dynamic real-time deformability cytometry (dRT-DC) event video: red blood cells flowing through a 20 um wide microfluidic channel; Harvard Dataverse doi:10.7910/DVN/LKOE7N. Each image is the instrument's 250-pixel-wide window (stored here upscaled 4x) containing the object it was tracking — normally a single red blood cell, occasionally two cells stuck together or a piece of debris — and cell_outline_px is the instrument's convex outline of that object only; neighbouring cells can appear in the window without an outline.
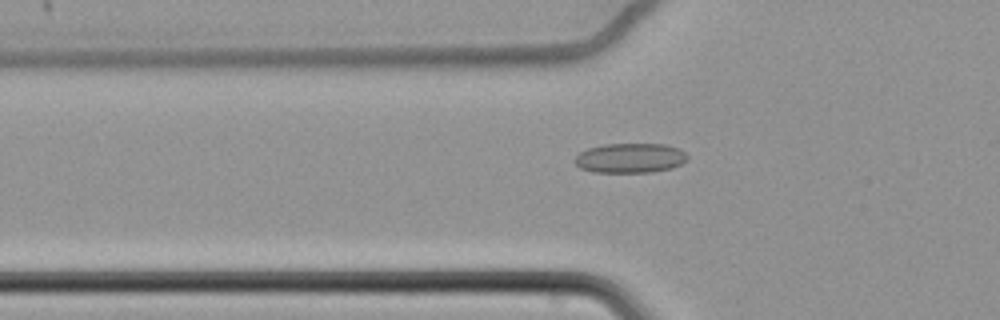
{"species": "common noctule bat (a hibernating species)", "species_latin": "Nyctalus noctula", "temperature_condition": "cold", "stored_images_in_passage": 47, "camera_frame_rate_fps": 3000, "um_per_image_px": 0.085, "animal": {"sex": "female", "body_mass_g": 22.7, "forearm_length_mm": 54.2}, "frame": {"image": 1, "passage_image": 7, "time_ms": 2.0, "image_size_px": [1000, 320], "cell_outline_px": [[688, 160], [672, 168], [652, 172], [592, 172], [580, 168], [576, 164], [576, 156], [580, 152], [588, 148], [604, 144], [664, 144], [680, 148], [688, 156]], "centroid_in_image_um": [53.59, 13.43], "position_along_channel_um": 72.2, "area_um2": 19.54}}
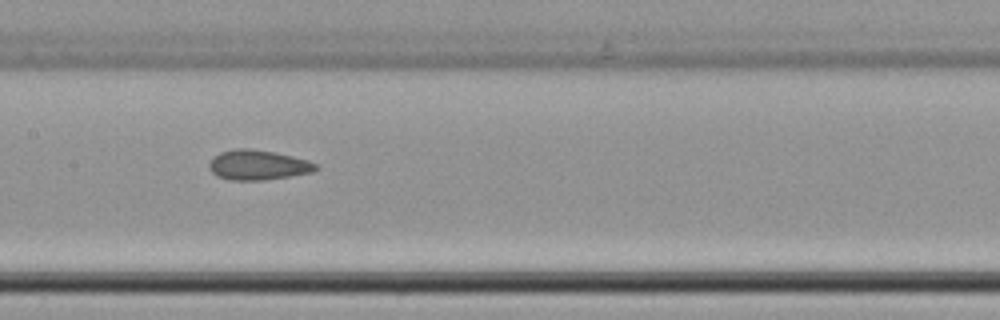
{"frame": {"image": 2, "passage_image": 17, "time_ms": 5.333, "image_size_px": [1000, 320], "cell_outline_px": [[320, 168], [312, 172], [264, 180], [228, 180], [216, 176], [208, 168], [208, 164], [212, 156], [220, 152], [232, 148], [252, 148], [276, 152], [308, 160], [316, 164]], "centroid_in_image_um": [21.88, 14.01], "position_along_channel_um": 185.5, "area_um2": 18.9}}
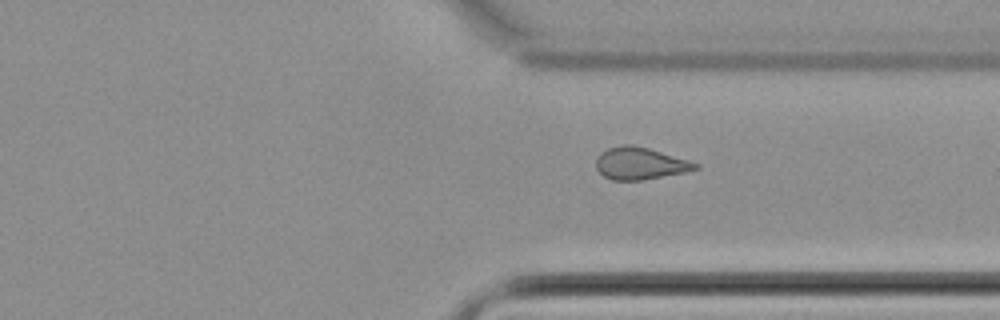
{"frame": {"image": 3, "passage_image": 32, "time_ms": 10.333, "image_size_px": [1000, 320], "cell_outline_px": [[700, 168], [688, 172], [640, 180], [612, 180], [604, 176], [596, 168], [596, 160], [600, 152], [608, 148], [624, 144], [632, 144], [648, 148], [688, 160], [700, 164]], "centroid_in_image_um": [54.41, 13.89], "position_along_channel_um": 357.0, "area_um2": 18.61}, "authors_computed_cell_mechanics": {"area_um2": 18.8428, "velocity_mm_per_s": 3.4212, "shape_relaxation_time_tau1_ms": null, "shape_relaxation_time_tau2_ms": 2.8091, "deformation_change_tau1": null, "deformation_change_tau2": 0.0912}}